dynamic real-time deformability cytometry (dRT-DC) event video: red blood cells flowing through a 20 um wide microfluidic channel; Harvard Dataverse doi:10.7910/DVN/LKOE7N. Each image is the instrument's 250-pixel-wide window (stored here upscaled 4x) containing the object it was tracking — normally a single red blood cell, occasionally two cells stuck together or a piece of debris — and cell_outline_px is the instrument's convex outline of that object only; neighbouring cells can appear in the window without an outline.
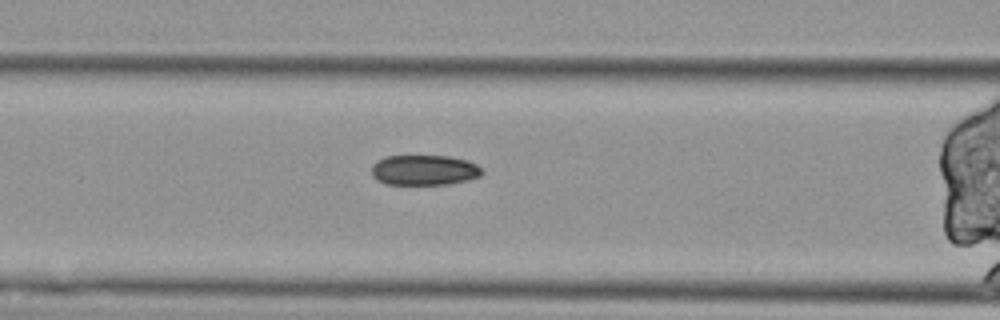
{"species": "Egyptian fruit bat (a non-hibernating species)", "species_latin": "Rousettus aegyptiacus", "temperature_condition": "cold", "stored_images_in_passage": 39, "camera_frame_rate_fps": 3000, "um_per_image_px": 0.085, "animal": {"sex": "female"}, "frame": {"image": 1, "passage_image": 15, "time_ms": 4.667, "image_size_px": [1000, 320], "cell_outline_px": [[484, 172], [480, 176], [468, 180], [448, 184], [388, 184], [376, 180], [372, 176], [372, 164], [376, 160], [384, 156], [448, 156], [468, 160], [476, 164]], "centroid_in_image_um": [36.04, 14.45], "position_along_channel_um": 130.6, "area_um2": 19.59}}
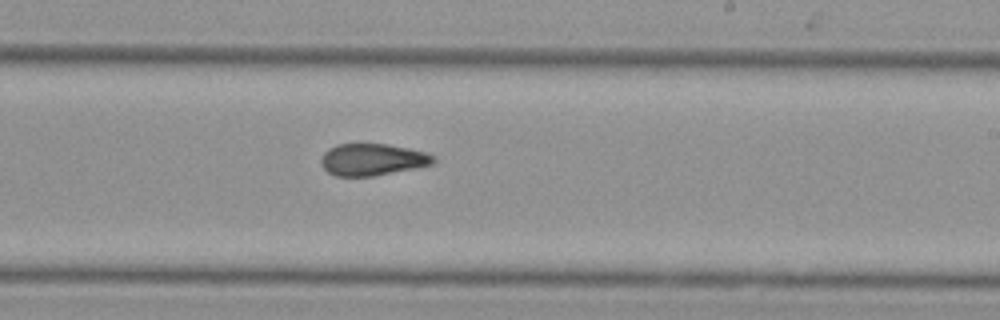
{"frame": {"image": 2, "passage_image": 26, "time_ms": 8.333, "image_size_px": [1000, 320], "cell_outline_px": [[436, 160], [432, 164], [416, 168], [372, 176], [336, 176], [328, 172], [320, 164], [320, 160], [324, 152], [328, 148], [336, 144], [388, 144], [428, 152], [436, 156]], "centroid_in_image_um": [31.66, 13.55], "position_along_channel_um": 257.3, "area_um2": 21.04}}
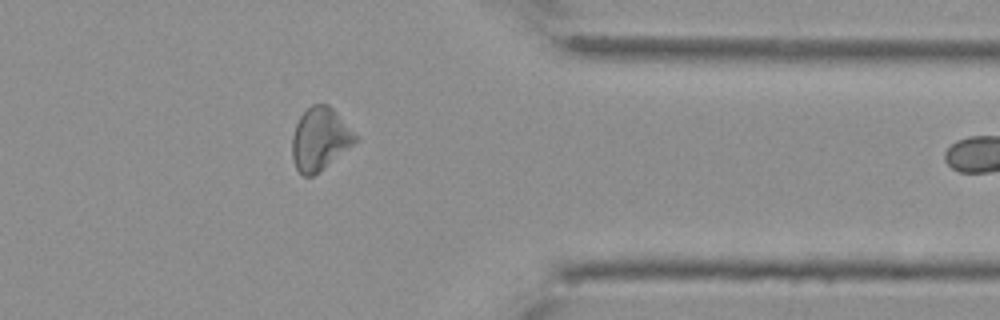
{"frame": {"image": 3, "passage_image": 38, "time_ms": 12.333, "image_size_px": [1000, 320], "cell_outline_px": [[360, 140], [324, 168], [312, 176], [304, 176], [296, 168], [292, 156], [292, 136], [296, 124], [300, 116], [312, 104], [328, 104], [360, 136]], "centroid_in_image_um": [27.24, 11.81], "position_along_channel_um": 384.2, "area_um2": 23.24}}